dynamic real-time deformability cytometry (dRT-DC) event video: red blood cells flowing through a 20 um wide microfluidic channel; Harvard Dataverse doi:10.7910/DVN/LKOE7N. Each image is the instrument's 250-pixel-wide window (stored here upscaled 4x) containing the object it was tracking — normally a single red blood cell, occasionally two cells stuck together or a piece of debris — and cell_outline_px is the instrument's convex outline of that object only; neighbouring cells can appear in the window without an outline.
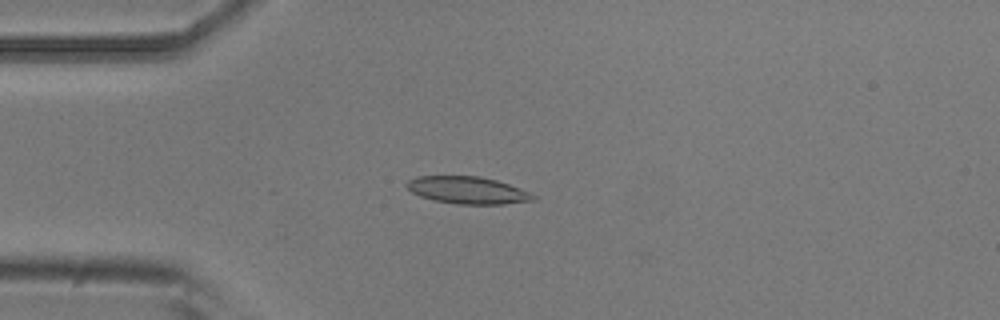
{"species": "common noctule bat (a hibernating species)", "species_latin": "Nyctalus noctula", "temperature_condition": "room temperature", "stored_images_in_passage": 5, "camera_frame_rate_fps": 3000, "um_per_image_px": 0.085, "animal": {"sex": "male", "body_mass_g": 20.5, "forearm_length_mm": 52.5}, "frame": {"image": 1, "passage_image": 4, "time_ms": 1.0, "image_size_px": [1000, 320], "cell_outline_px": [[536, 200], [504, 204], [456, 204], [436, 200], [420, 196], [412, 192], [404, 184], [408, 180], [416, 176], [480, 176], [496, 180], [532, 192], [536, 196]], "centroid_in_image_um": [39.77, 16.16], "position_along_channel_um": 45.2, "area_um2": 20.11}}